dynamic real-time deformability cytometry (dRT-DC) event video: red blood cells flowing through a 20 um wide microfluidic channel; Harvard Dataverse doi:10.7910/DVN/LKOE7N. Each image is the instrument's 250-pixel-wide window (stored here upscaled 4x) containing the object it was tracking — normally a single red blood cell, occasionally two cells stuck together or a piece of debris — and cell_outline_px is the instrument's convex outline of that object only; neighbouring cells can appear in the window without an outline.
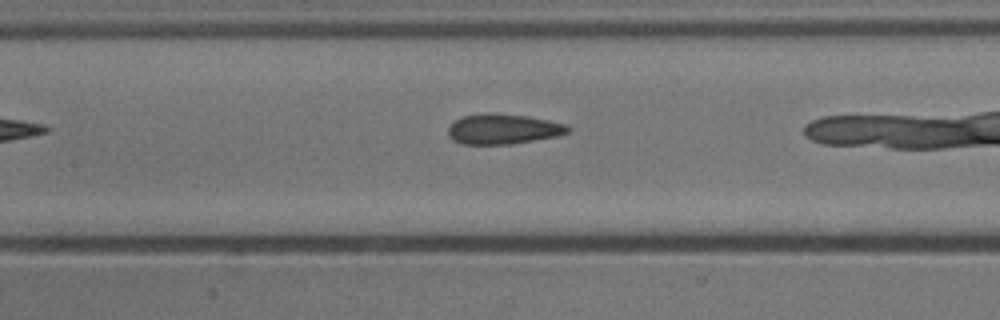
{"species": "common noctule bat (a hibernating species)", "species_latin": "Nyctalus noctula", "temperature_condition": "cold", "stored_images_in_passage": 7, "camera_frame_rate_fps": 3000, "um_per_image_px": 0.085, "animal": {"sex": "male", "body_mass_g": 13.3}, "frame": {"image": 1, "passage_image": 6, "time_ms": 1.667, "image_size_px": [1000, 320], "cell_outline_px": [[572, 128], [568, 132], [556, 136], [512, 144], [464, 144], [452, 140], [448, 136], [448, 128], [456, 120], [464, 116], [484, 112], [496, 112], [528, 116], [568, 124]], "centroid_in_image_um": [42.78, 10.95], "position_along_channel_um": 164.6, "area_um2": 21.27}}